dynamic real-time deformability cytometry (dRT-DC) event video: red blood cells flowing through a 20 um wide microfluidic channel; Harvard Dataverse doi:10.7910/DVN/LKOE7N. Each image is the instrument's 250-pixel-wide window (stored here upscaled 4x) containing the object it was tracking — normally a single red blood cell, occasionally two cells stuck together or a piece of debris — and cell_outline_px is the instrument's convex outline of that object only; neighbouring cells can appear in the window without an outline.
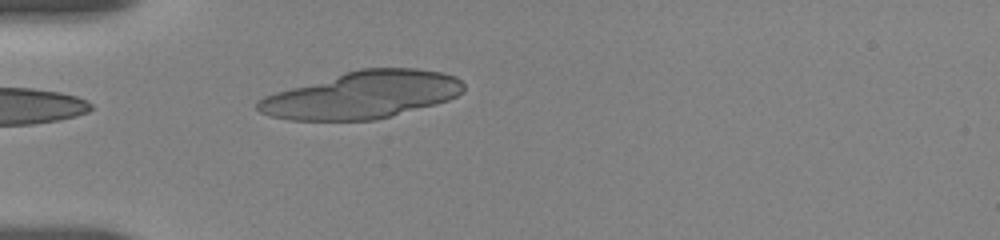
{"species": "human", "species_latin": "Homo sapiens", "temperature_condition": "room temperature", "stored_images_in_passage": 5, "camera_frame_rate_fps": 3000, "um_per_image_px": 0.085, "donor": {"sex": "female"}, "frame": {"image": 1, "passage_image": 5, "time_ms": 4.333, "image_size_px": [1000, 240], "cell_outline_px": [[464, 92], [448, 100], [436, 104], [376, 120], [292, 120], [268, 116], [260, 112], [256, 108], [256, 104], [264, 96], [276, 92], [344, 72], [360, 68], [416, 68], [440, 72], [456, 76], [464, 84]], "centroid_in_image_um": [30.81, 8.07], "position_along_channel_um": 54.2, "area_um2": 56.41}}